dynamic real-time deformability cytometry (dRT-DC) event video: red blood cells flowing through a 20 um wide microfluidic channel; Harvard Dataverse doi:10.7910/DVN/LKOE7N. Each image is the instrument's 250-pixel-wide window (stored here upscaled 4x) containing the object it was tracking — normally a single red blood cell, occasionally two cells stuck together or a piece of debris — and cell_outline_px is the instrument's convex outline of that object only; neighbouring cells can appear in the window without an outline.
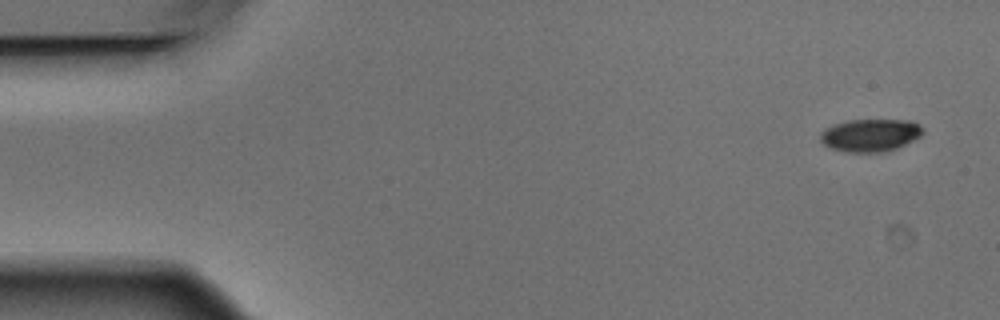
{"species": "Egyptian fruit bat (a non-hibernating species)", "species_latin": "Rousettus aegyptiacus", "temperature_condition": "warm", "stored_images_in_passage": 7, "camera_frame_rate_fps": 3000, "um_per_image_px": 0.085, "animal": {"sex": "male"}, "frame": {"image": 1, "passage_image": 1, "time_ms": 0.0, "image_size_px": [1000, 320], "cell_outline_px": [[924, 132], [920, 136], [896, 148], [884, 152], [844, 152], [832, 148], [824, 144], [820, 140], [820, 132], [824, 128], [832, 124], [848, 120], [912, 120], [920, 124], [924, 128]], "centroid_in_image_um": [73.96, 11.48], "position_along_channel_um": 11.0, "area_um2": 19.65}}
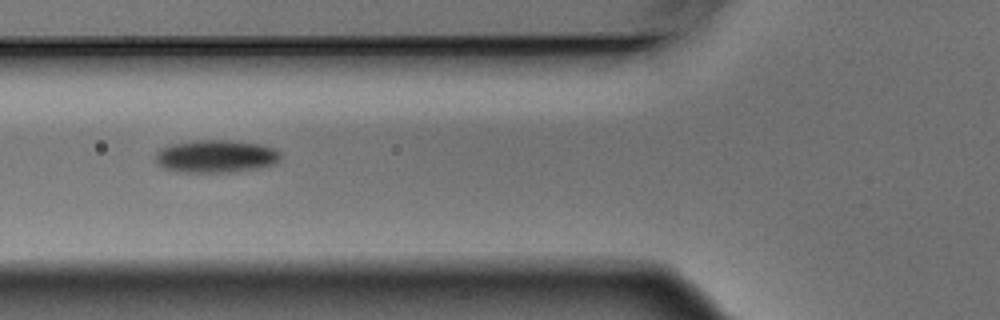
{"frame": {"image": 2, "passage_image": 6, "time_ms": 1.667, "image_size_px": [1000, 320], "cell_outline_px": [[280, 156], [276, 164], [256, 168], [228, 172], [176, 172], [164, 168], [156, 164], [156, 152], [160, 148], [172, 144], [196, 140], [228, 140], [260, 144], [272, 148], [280, 152]], "centroid_in_image_um": [18.31, 13.29], "position_along_channel_um": 107.5, "area_um2": 23.81}}
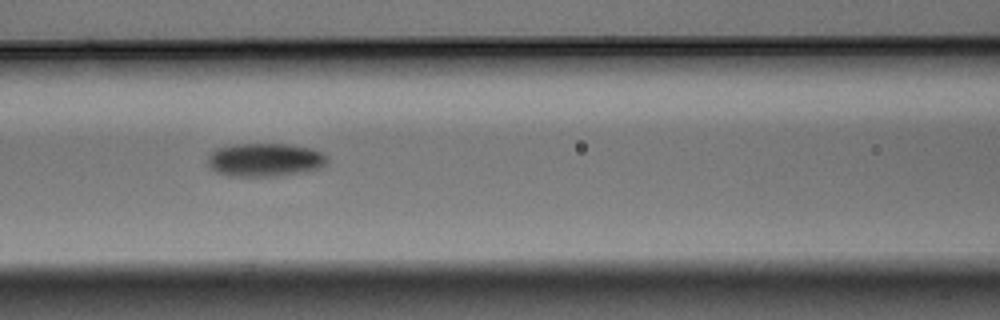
{"frame": {"image": 3, "passage_image": 7, "time_ms": 2.0, "image_size_px": [1000, 320], "cell_outline_px": [[328, 160], [320, 168], [304, 172], [276, 176], [228, 176], [216, 172], [208, 164], [208, 156], [216, 148], [232, 144], [292, 144], [312, 148], [324, 152], [328, 156]], "centroid_in_image_um": [22.55, 13.58], "position_along_channel_um": 144.0, "area_um2": 23.52}}